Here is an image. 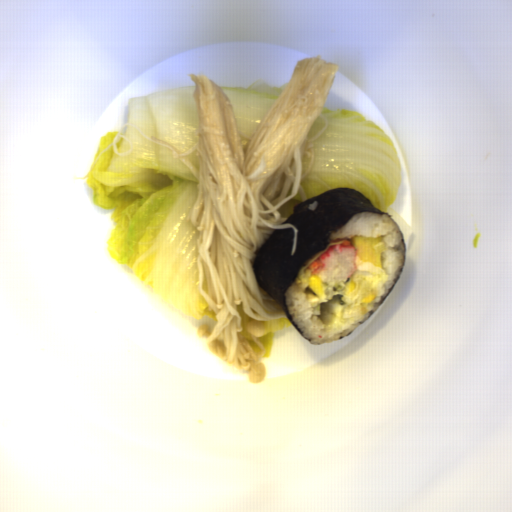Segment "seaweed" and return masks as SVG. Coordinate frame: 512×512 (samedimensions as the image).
<instances>
[{
    "label": "seaweed",
    "mask_w": 512,
    "mask_h": 512,
    "mask_svg": "<svg viewBox=\"0 0 512 512\" xmlns=\"http://www.w3.org/2000/svg\"><path fill=\"white\" fill-rule=\"evenodd\" d=\"M370 212L387 215L399 228L404 245L403 267L393 279L389 293L372 311L363 325L386 302L397 285L405 267L407 251L404 234L391 214L377 208L361 192L350 187H337L310 197L293 206L292 214L282 224H293L297 229L296 249L292 255L295 231L293 229L274 230L259 248L253 262V274L259 286L276 302L282 313L300 335L306 339L301 327H298L290 315L285 296L289 287L295 283L299 270L317 252L324 251L331 242L332 233L339 231L355 213ZM281 224V225H282ZM307 340V339H306Z\"/></svg>",
    "instance_id": "1"
},
{
    "label": "seaweed",
    "mask_w": 512,
    "mask_h": 512,
    "mask_svg": "<svg viewBox=\"0 0 512 512\" xmlns=\"http://www.w3.org/2000/svg\"><path fill=\"white\" fill-rule=\"evenodd\" d=\"M353 331H354V330H353ZM353 331H352V332H350L349 334H347L346 336L339 337V339H336V340L338 341V340H342V339H344V338L348 337L349 335H351V334L353 333Z\"/></svg>",
    "instance_id": "2"
}]
</instances>
